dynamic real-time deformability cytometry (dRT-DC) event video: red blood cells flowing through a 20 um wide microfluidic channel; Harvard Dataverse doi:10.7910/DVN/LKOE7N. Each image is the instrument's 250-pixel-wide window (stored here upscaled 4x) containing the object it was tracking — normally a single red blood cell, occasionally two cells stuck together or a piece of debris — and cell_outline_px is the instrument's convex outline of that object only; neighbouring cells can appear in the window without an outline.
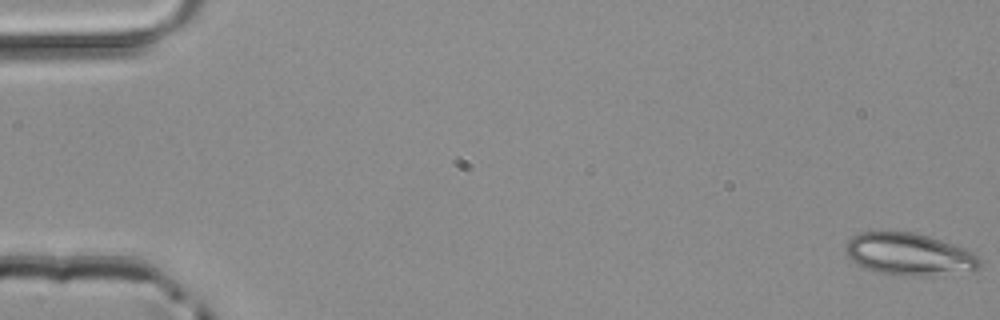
{"species": "common noctule bat (a hibernating species)", "species_latin": "Nyctalus noctula", "temperature_condition": "room temperature", "stored_images_in_passage": 51, "camera_frame_rate_fps": 3000, "um_per_image_px": 0.085, "animal": {"sex": "male", "body_mass_g": 20.4}, "frame": {"image": 1, "passage_image": 1, "time_ms": 0.0, "image_size_px": [1000, 320], "cell_outline_px": [[980, 268], [928, 276], [892, 276], [872, 272], [864, 268], [852, 260], [844, 252], [844, 248], [848, 240], [852, 236], [860, 232], [916, 232], [964, 248], [980, 256]], "centroid_in_image_um": [77.21, 21.62], "position_along_channel_um": 7.8, "area_um2": 33.18}}
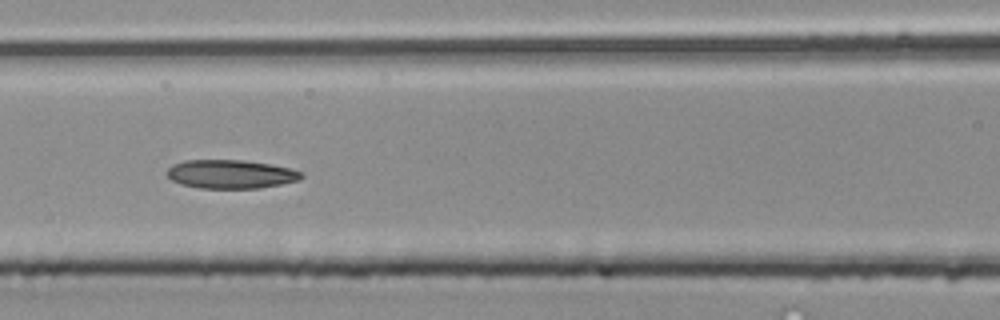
{"frame": {"image": 2, "passage_image": 23, "time_ms": 7.333, "image_size_px": [1000, 320], "cell_outline_px": [[304, 176], [300, 180], [260, 188], [200, 188], [184, 184], [172, 180], [164, 172], [172, 164], [184, 160], [244, 160], [272, 164], [292, 168], [300, 172]], "centroid_in_image_um": [19.62, 14.79], "position_along_channel_um": 147.0, "area_um2": 22.54}}
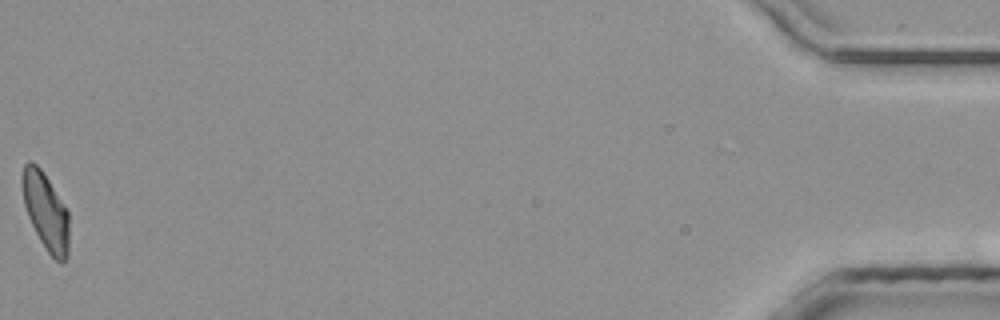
{"frame": {"image": 3, "passage_image": 51, "time_ms": 16.667, "image_size_px": [1000, 320], "cell_outline_px": [[68, 256], [60, 264], [48, 252], [40, 240], [28, 216], [24, 204], [20, 184], [20, 176], [24, 164], [28, 160], [32, 160], [40, 168], [48, 180], [68, 212]], "centroid_in_image_um": [3.84, 17.93], "position_along_channel_um": 431.4, "area_um2": 20.98}}